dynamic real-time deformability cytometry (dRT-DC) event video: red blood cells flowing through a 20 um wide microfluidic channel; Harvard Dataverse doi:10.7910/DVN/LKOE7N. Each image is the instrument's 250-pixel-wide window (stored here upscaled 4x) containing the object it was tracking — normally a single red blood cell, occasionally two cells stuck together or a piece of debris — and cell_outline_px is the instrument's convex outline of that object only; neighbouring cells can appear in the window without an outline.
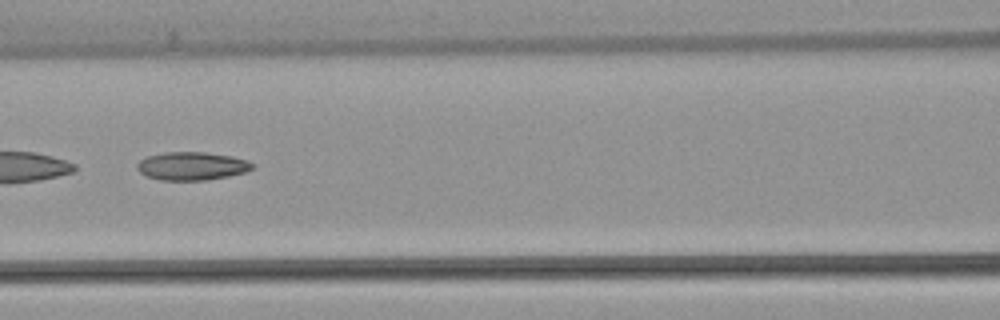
{"species": "common noctule bat (a hibernating species)", "species_latin": "Nyctalus noctula", "temperature_condition": "warm", "stored_images_in_passage": 52, "camera_frame_rate_fps": 3000, "um_per_image_px": 0.085, "animal": {"sex": "female", "body_mass_g": 22.7, "forearm_length_mm": 54.2}, "frame": {"image": 1, "passage_image": 23, "time_ms": 7.333, "image_size_px": [1000, 320], "cell_outline_px": [[256, 168], [244, 172], [228, 176], [204, 180], [160, 180], [148, 176], [140, 172], [136, 168], [136, 164], [140, 160], [148, 156], [168, 152], [204, 152], [232, 156], [248, 160], [256, 164]], "centroid_in_image_um": [16.35, 14.11], "position_along_channel_um": 150.2, "area_um2": 18.96}, "authors_computed_cell_mechanics": {"area_um2": 20.3745, "velocity_mm_per_s": 3.8086, "shape_relaxation_time_tau1_ms": null, "shape_relaxation_time_tau2_ms": 3.9906, "deformation_change_tau1": null, "deformation_change_tau2": 0.117}}